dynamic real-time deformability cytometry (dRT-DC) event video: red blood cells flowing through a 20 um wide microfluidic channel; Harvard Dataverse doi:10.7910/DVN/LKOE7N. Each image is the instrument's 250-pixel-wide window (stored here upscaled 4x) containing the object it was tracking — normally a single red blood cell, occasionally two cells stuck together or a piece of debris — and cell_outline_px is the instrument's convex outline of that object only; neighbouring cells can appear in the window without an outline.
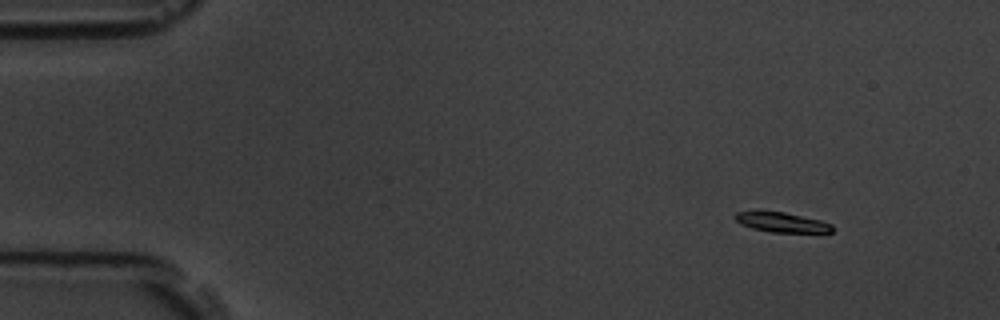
{"species": "common noctule bat (a hibernating species)", "species_latin": "Nyctalus noctula", "temperature_condition": "room temperature", "stored_images_in_passage": 3, "camera_frame_rate_fps": 3000, "um_per_image_px": 0.085, "animal": {"sex": "male", "body_mass_g": 19.5, "forearm_length_mm": 54.6}, "frame": {"image": 1, "passage_image": 1, "time_ms": 0.0, "image_size_px": [1000, 320], "cell_outline_px": [[832, 232], [772, 232], [752, 228], [740, 224], [732, 216], [736, 212], [784, 212], [820, 220], [832, 224]], "centroid_in_image_um": [66.43, 18.9], "position_along_channel_um": 18.6, "area_um2": 10.98}}
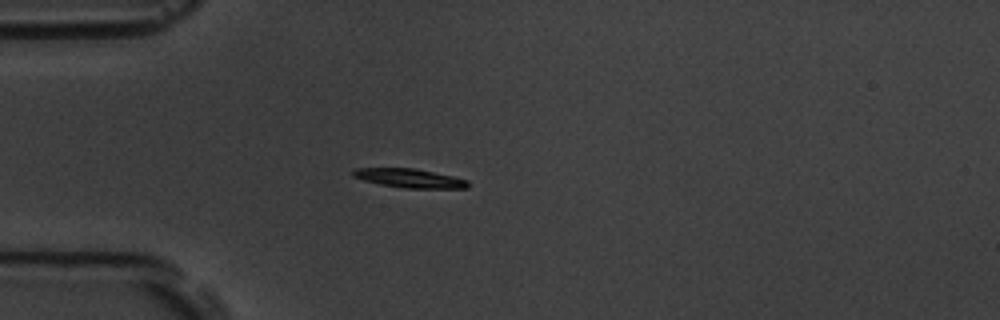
{"frame": {"image": 2, "passage_image": 3, "time_ms": 3.333, "image_size_px": [1000, 320], "cell_outline_px": [[468, 188], [404, 188], [380, 184], [364, 180], [352, 176], [352, 172], [356, 168], [412, 168], [452, 176], [468, 180]], "centroid_in_image_um": [34.79, 15.15], "position_along_channel_um": 50.2, "area_um2": 12.48}}